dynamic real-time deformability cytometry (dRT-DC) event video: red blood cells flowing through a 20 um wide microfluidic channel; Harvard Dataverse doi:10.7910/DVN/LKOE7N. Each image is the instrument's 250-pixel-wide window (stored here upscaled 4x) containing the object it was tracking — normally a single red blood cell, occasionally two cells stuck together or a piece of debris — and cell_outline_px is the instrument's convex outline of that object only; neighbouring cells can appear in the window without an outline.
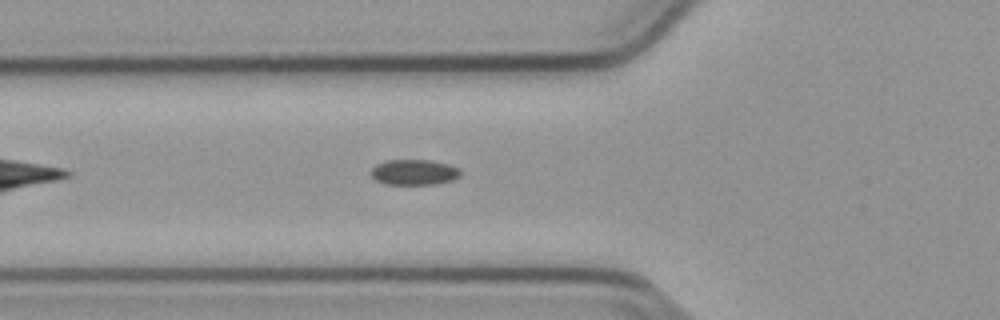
{"species": "common noctule bat (a hibernating species)", "species_latin": "Nyctalus noctula", "temperature_condition": "cold", "stored_images_in_passage": 42, "camera_frame_rate_fps": 3000, "um_per_image_px": 0.085, "animal": {"sex": "male", "body_mass_g": 23.1, "forearm_length_mm": 52.7}, "frame": {"image": 1, "passage_image": 7, "time_ms": 2.0, "image_size_px": [1000, 320], "cell_outline_px": [[460, 176], [452, 180], [436, 184], [384, 184], [376, 180], [372, 176], [372, 168], [376, 164], [388, 160], [428, 160], [448, 164], [460, 168]], "centroid_in_image_um": [35.21, 14.64], "position_along_channel_um": 90.6, "area_um2": 13.24}}
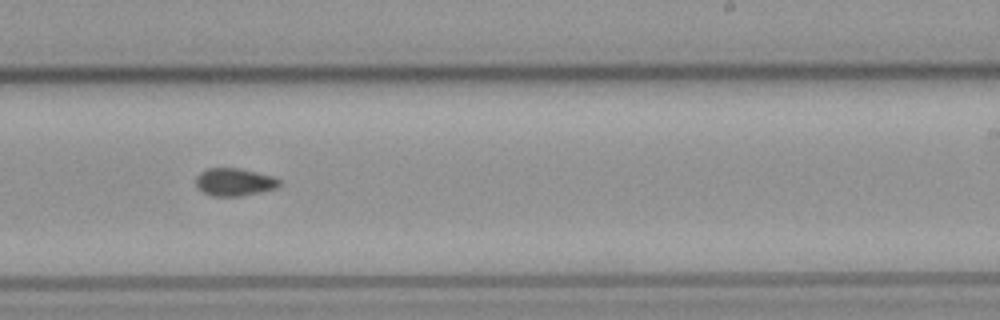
{"frame": {"image": 2, "passage_image": 21, "time_ms": 6.667, "image_size_px": [1000, 320], "cell_outline_px": [[280, 184], [276, 188], [260, 192], [240, 196], [212, 196], [204, 192], [196, 184], [196, 176], [200, 172], [208, 168], [236, 168], [256, 172], [272, 176], [280, 180]], "centroid_in_image_um": [19.92, 15.47], "position_along_channel_um": 269.1, "area_um2": 13.29}}
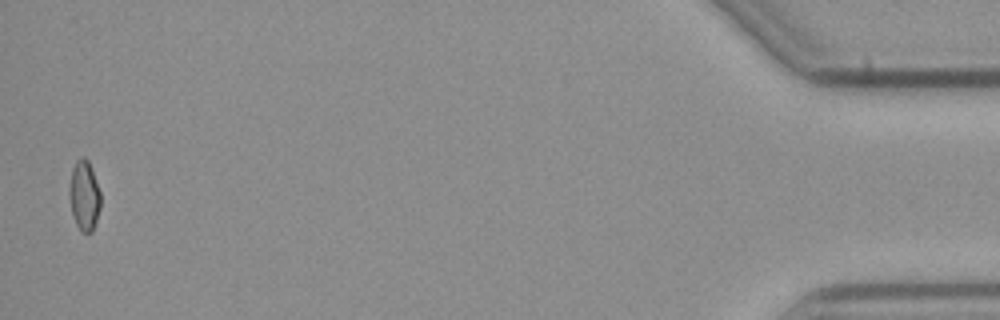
{"frame": {"image": 3, "passage_image": 41, "time_ms": 13.333, "image_size_px": [1000, 320], "cell_outline_px": [[100, 208], [92, 232], [80, 232], [76, 224], [72, 212], [68, 192], [68, 188], [72, 168], [76, 160], [80, 156], [84, 156], [88, 160], [92, 168], [100, 192]], "centroid_in_image_um": [7.14, 16.59], "position_along_channel_um": 428.1, "area_um2": 12.89}, "authors_computed_cell_mechanics": {"area_um2": 13.1784, "velocity_mm_per_s": 3.7995, "shape_relaxation_time_tau1_ms": null, "shape_relaxation_time_tau2_ms": 10.0795, "deformation_change_tau1": null, "deformation_change_tau2": 0.1254}}